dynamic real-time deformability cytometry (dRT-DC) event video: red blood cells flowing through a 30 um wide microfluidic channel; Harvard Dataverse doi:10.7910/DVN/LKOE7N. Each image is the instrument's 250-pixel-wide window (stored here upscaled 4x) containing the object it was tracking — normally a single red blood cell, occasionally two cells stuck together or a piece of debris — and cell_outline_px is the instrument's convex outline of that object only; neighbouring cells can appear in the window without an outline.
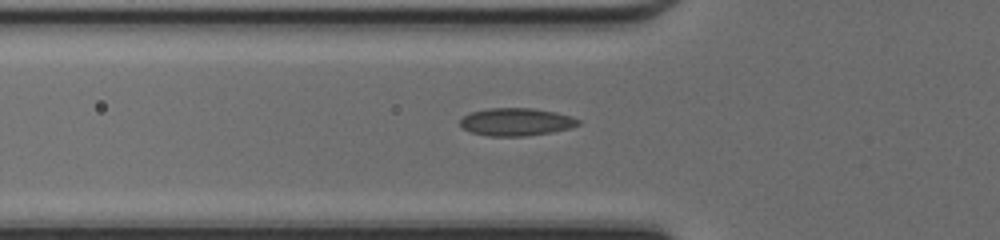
{"species": "common noctule bat (a hibernating species)", "species_latin": "Nyctalus noctula", "temperature_condition": "cold", "stored_images_in_passage": 32, "camera_frame_rate_fps": 3000, "um_per_image_px": 0.085, "animal": {"sex": "female", "body_mass_g": 17.0, "forearm_length_mm": 48.0}, "frame": {"image": 1, "passage_image": 4, "time_ms": 1.0, "image_size_px": [1000, 240], "cell_outline_px": [[580, 124], [572, 128], [552, 132], [524, 136], [488, 136], [472, 132], [464, 128], [460, 124], [460, 120], [464, 116], [472, 112], [488, 108], [532, 108], [556, 112], [572, 116], [580, 120]], "centroid_in_image_um": [43.92, 10.36], "position_along_channel_um": 81.9, "area_um2": 19.07}}
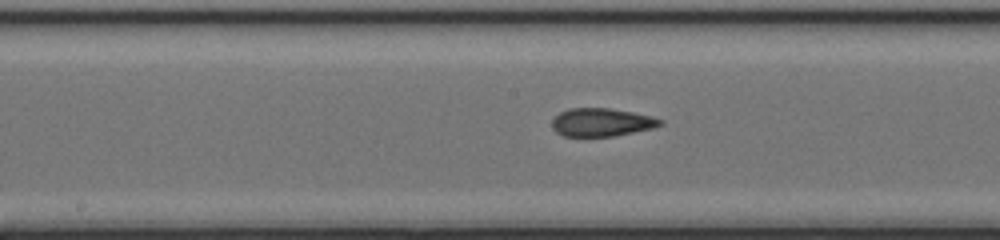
{"frame": {"image": 2, "passage_image": 12, "time_ms": 3.667, "image_size_px": [1000, 240], "cell_outline_px": [[664, 124], [652, 128], [612, 136], [564, 136], [556, 132], [552, 128], [552, 120], [560, 112], [568, 108], [608, 108], [632, 112], [652, 116], [664, 120]], "centroid_in_image_um": [51.13, 10.39], "position_along_channel_um": 197.1, "area_um2": 17.69}}
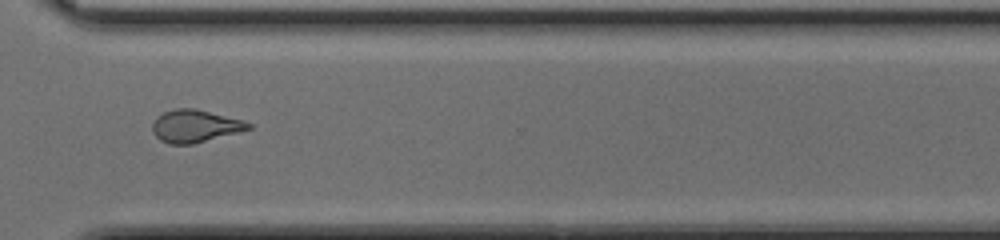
{"frame": {"image": 3, "passage_image": 23, "time_ms": 7.333, "image_size_px": [1000, 240], "cell_outline_px": [[252, 128], [240, 132], [192, 144], [168, 144], [160, 140], [152, 132], [152, 124], [164, 112], [176, 108], [196, 108], [244, 120], [252, 124]], "centroid_in_image_um": [16.61, 10.71], "position_along_channel_um": 354.0, "area_um2": 18.21}, "authors_computed_cell_mechanics": {"area_um2": 18.3804, "velocity_mm_per_s": 4.2828, "shape_relaxation_time_tau1_ms": null, "shape_relaxation_time_tau2_ms": 1.3856, "deformation_change_tau1": null, "deformation_change_tau2": 0.0689}}